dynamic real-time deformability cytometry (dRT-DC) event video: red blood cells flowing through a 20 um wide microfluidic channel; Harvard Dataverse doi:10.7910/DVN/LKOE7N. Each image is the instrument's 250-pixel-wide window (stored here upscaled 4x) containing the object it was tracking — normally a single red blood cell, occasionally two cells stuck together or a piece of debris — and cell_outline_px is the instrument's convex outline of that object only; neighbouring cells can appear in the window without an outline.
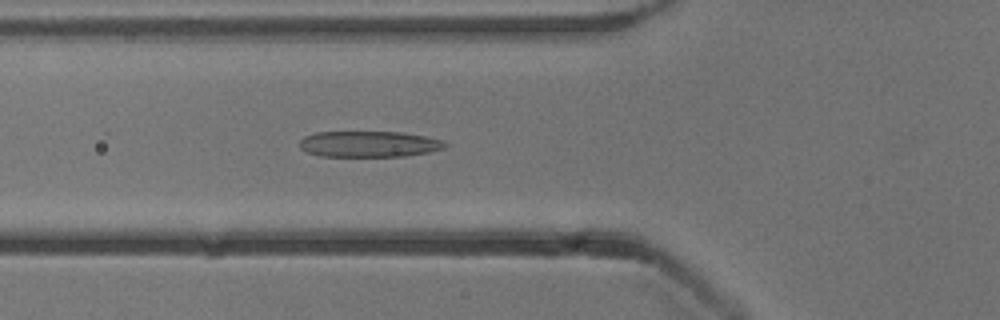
{"species": "common noctule bat (a hibernating species)", "species_latin": "Nyctalus noctula", "temperature_condition": "cold", "stored_images_in_passage": 38, "camera_frame_rate_fps": 3000, "um_per_image_px": 0.085, "animal": {"sex": "male", "body_mass_g": 13.3}, "frame": {"image": 1, "passage_image": 7, "time_ms": 2.0, "image_size_px": [1000, 320], "cell_outline_px": [[448, 144], [444, 148], [428, 152], [404, 156], [320, 156], [308, 152], [300, 148], [300, 140], [304, 136], [316, 132], [400, 132], [424, 136], [444, 140]], "centroid_in_image_um": [31.37, 12.24], "position_along_channel_um": 94.4, "area_um2": 21.96}}
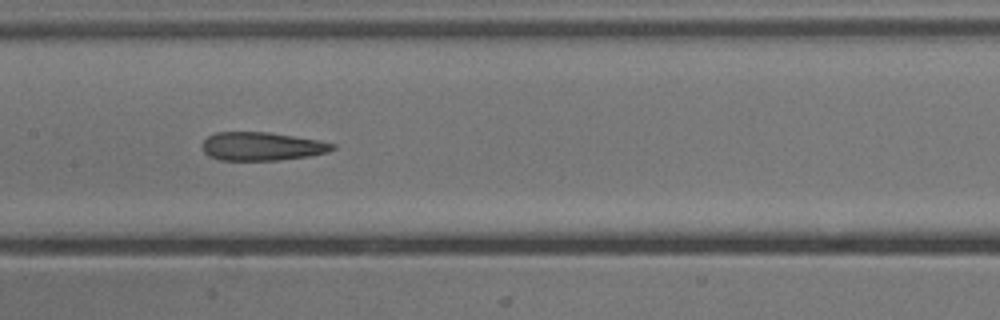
{"frame": {"image": 2, "passage_image": 14, "time_ms": 4.333, "image_size_px": [1000, 320], "cell_outline_px": [[336, 148], [328, 152], [308, 156], [280, 160], [220, 160], [208, 156], [204, 152], [200, 144], [208, 136], [216, 132], [268, 132], [316, 140], [336, 144]], "centroid_in_image_um": [22.22, 12.44], "position_along_channel_um": 185.2, "area_um2": 21.56}}
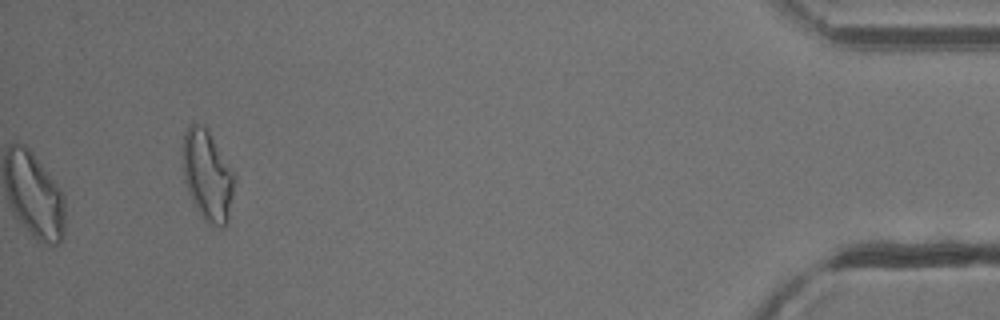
{"frame": {"image": 3, "passage_image": 38, "time_ms": 12.333, "image_size_px": [1000, 320], "cell_outline_px": [[236, 180], [228, 220], [224, 228], [212, 224], [204, 220], [196, 208], [188, 192], [184, 180], [184, 132], [188, 124], [204, 124], [208, 128], [236, 172]], "centroid_in_image_um": [17.69, 14.88], "position_along_channel_um": 417.5, "area_um2": 27.74}, "authors_computed_cell_mechanics": {"area_um2": 22.8888, "velocity_mm_per_s": 3.8508, "shape_relaxation_time_tau1_ms": 8.288, "shape_relaxation_time_tau2_ms": 2.5424, "deformation_change_tau1": 0.2703, "deformation_change_tau2": 0.136}}